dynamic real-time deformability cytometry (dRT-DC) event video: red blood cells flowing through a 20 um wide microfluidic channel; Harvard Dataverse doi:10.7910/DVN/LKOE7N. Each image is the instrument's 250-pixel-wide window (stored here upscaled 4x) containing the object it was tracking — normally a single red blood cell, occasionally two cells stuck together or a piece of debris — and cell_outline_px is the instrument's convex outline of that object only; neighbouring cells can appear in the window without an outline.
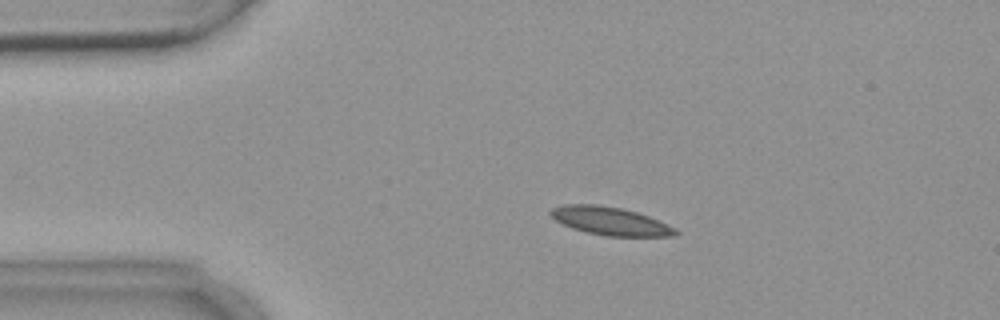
{"species": "common noctule bat (a hibernating species)", "species_latin": "Nyctalus noctula", "temperature_condition": "warm", "stored_images_in_passage": 14, "camera_frame_rate_fps": 3000, "um_per_image_px": 0.085, "animal": {"sex": "female", "body_mass_g": 18.4}, "frame": {"image": 1, "passage_image": 3, "time_ms": 2.667, "image_size_px": [1000, 320], "cell_outline_px": [[680, 232], [676, 236], [604, 236], [572, 228], [556, 220], [548, 212], [552, 208], [564, 204], [596, 204], [624, 208], [648, 216], [668, 224], [676, 228]], "centroid_in_image_um": [51.9, 18.78], "position_along_channel_um": 33.1, "area_um2": 20.52}}
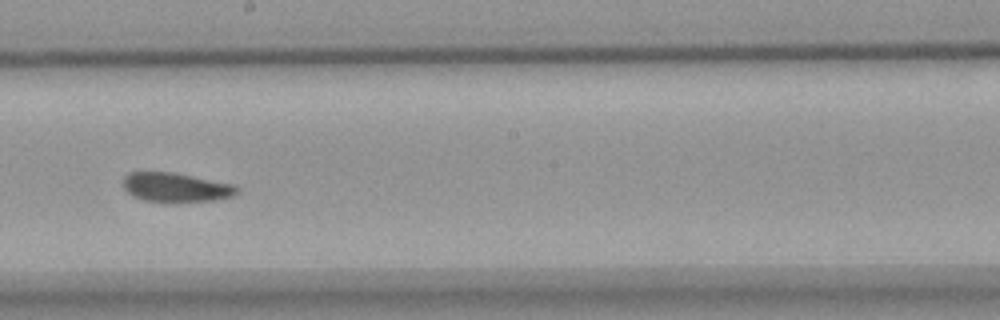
{"frame": {"image": 2, "passage_image": 8, "time_ms": 9.333, "image_size_px": [1000, 320], "cell_outline_px": [[240, 188], [232, 196], [216, 200], [172, 204], [144, 200], [132, 196], [124, 188], [124, 176], [128, 172], [172, 172], [232, 184]], "centroid_in_image_um": [14.93, 15.96], "position_along_channel_um": 233.3, "area_um2": 19.71}}
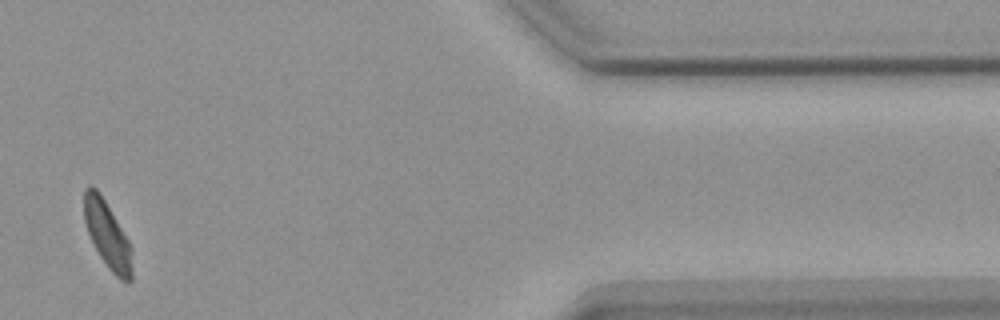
{"frame": {"image": 3, "passage_image": 13, "time_ms": 15.333, "image_size_px": [1000, 320], "cell_outline_px": [[132, 280], [128, 284], [120, 280], [108, 268], [100, 256], [88, 232], [84, 220], [84, 188], [88, 184], [92, 184], [100, 192], [128, 240], [132, 248]], "centroid_in_image_um": [9.13, 19.96], "position_along_channel_um": 402.3, "area_um2": 18.73}, "authors_computed_cell_mechanics": {"area_um2": 19.9699, "velocity_mm_per_s": 3.5863, "shape_relaxation_time_tau1_ms": 2.5944, "shape_relaxation_time_tau2_ms": null, "deformation_change_tau1": 0.0556, "deformation_change_tau2": null}}